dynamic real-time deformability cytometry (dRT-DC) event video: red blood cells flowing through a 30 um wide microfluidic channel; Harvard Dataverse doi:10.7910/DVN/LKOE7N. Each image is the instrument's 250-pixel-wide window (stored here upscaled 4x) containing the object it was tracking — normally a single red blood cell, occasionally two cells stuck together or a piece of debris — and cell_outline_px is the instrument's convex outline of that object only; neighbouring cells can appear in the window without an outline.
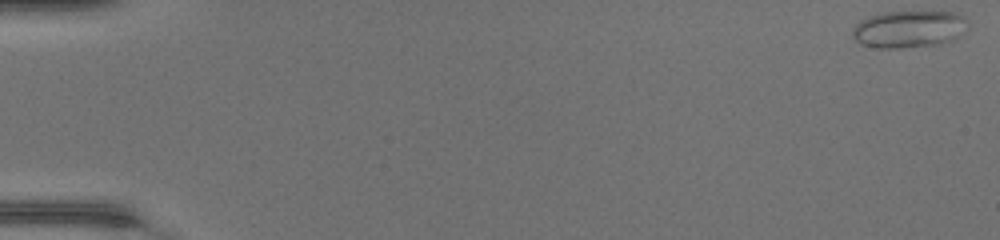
{"species": "common noctule bat (a hibernating species)", "species_latin": "Nyctalus noctula", "temperature_condition": "warm", "stored_images_in_passage": 48, "camera_frame_rate_fps": 3000, "um_per_image_px": 0.085, "animal": {"sex": "female", "body_mass_g": 17.0, "forearm_length_mm": 48.0}, "frame": {"image": 1, "passage_image": 1, "time_ms": 0.0, "image_size_px": [1000, 240], "cell_outline_px": [[968, 28], [952, 40], [940, 44], [900, 48], [876, 48], [860, 44], [852, 36], [852, 28], [860, 20], [868, 16], [880, 12], [956, 12], [964, 16], [968, 24]], "centroid_in_image_um": [77.23, 2.47], "position_along_channel_um": 7.8, "area_um2": 25.2}}
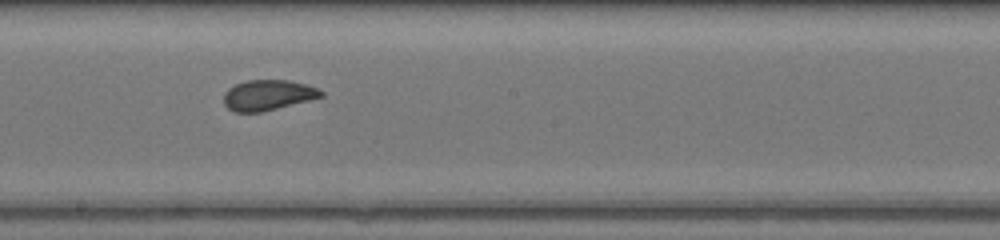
{"frame": {"image": 2, "passage_image": 28, "time_ms": 9.0, "image_size_px": [1000, 240], "cell_outline_px": [[324, 96], [260, 112], [232, 112], [224, 104], [224, 92], [228, 88], [244, 80], [288, 80], [304, 84], [316, 88], [324, 92]], "centroid_in_image_um": [22.72, 8.08], "position_along_channel_um": 225.5, "area_um2": 17.11}}
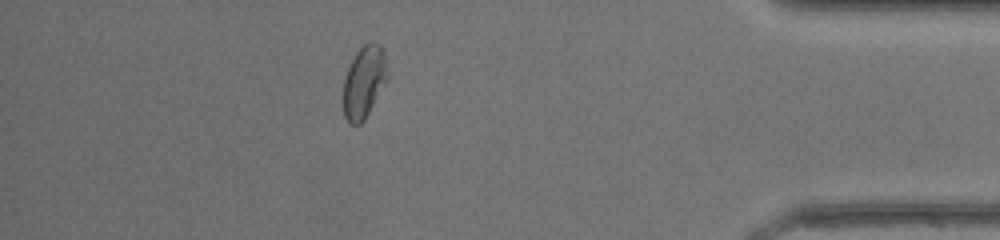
{"frame": {"image": 3, "passage_image": 43, "time_ms": 14.0, "image_size_px": [1000, 240], "cell_outline_px": [[388, 76], [364, 120], [360, 124], [348, 124], [344, 116], [344, 80], [348, 68], [356, 52], [368, 40], [372, 40], [380, 44], [384, 52], [388, 72]], "centroid_in_image_um": [30.94, 6.92], "position_along_channel_um": 404.3, "area_um2": 18.38}, "authors_computed_cell_mechanics": {"area_um2": 18.6694, "velocity_mm_per_s": 4.3715, "shape_relaxation_time_tau1_ms": 11.0354, "shape_relaxation_time_tau2_ms": 0.5804, "deformation_change_tau1": 0.2269, "deformation_change_tau2": 0.0535}}